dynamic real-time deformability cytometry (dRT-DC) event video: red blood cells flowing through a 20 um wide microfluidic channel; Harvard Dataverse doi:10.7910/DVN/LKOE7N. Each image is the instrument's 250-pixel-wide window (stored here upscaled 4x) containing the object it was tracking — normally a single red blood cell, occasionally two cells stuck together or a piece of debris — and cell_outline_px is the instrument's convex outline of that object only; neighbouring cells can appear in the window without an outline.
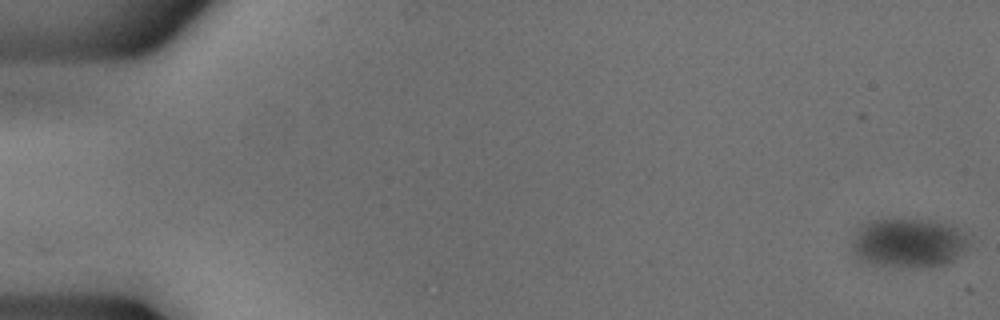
{"species": "common noctule bat (a hibernating species)", "species_latin": "Nyctalus noctula", "temperature_condition": "cold", "stored_images_in_passage": 8, "camera_frame_rate_fps": 3000, "um_per_image_px": 0.085, "animal": {"sex": "male", "body_mass_g": 18.8}, "frame": {"image": 1, "passage_image": 1, "time_ms": 0.0, "image_size_px": [1000, 320], "cell_outline_px": [[968, 244], [952, 260], [944, 264], [872, 264], [860, 260], [852, 252], [852, 240], [856, 228], [860, 224], [868, 220], [892, 216], [932, 220], [948, 224], [956, 228], [968, 240]], "centroid_in_image_um": [77.08, 20.53], "position_along_channel_um": 7.9, "area_um2": 33.18}}
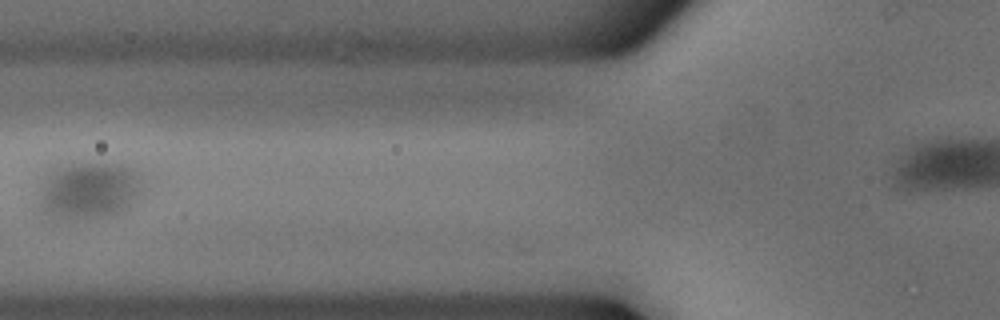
{"frame": {"image": 2, "passage_image": 7, "time_ms": 2.0, "image_size_px": [1000, 320], "cell_outline_px": [[144, 196], [128, 212], [116, 216], [76, 220], [48, 220], [40, 212], [40, 192], [44, 184], [56, 172], [64, 168], [76, 164], [104, 164], [124, 168], [132, 172], [140, 184], [144, 192]], "centroid_in_image_um": [7.61, 16.38], "position_along_channel_um": 118.2, "area_um2": 34.33}}
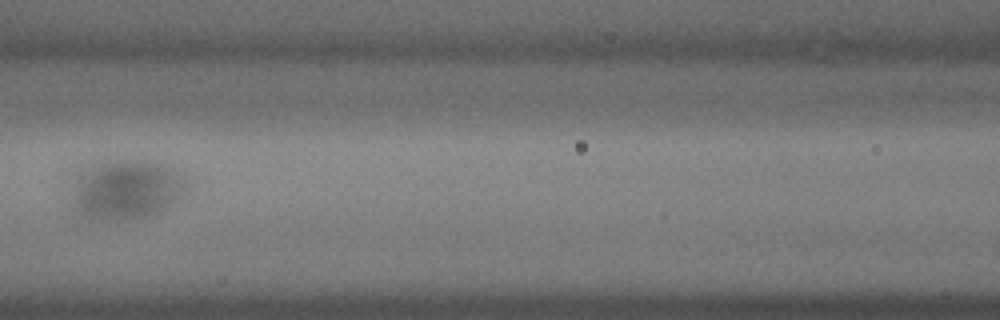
{"frame": {"image": 3, "passage_image": 8, "time_ms": 2.333, "image_size_px": [1000, 320], "cell_outline_px": [[176, 200], [164, 212], [156, 216], [116, 224], [88, 220], [72, 216], [72, 208], [80, 188], [88, 176], [112, 164], [148, 164], [160, 168], [176, 184]], "centroid_in_image_um": [10.6, 16.49], "position_along_channel_um": 156.0, "area_um2": 35.08}}